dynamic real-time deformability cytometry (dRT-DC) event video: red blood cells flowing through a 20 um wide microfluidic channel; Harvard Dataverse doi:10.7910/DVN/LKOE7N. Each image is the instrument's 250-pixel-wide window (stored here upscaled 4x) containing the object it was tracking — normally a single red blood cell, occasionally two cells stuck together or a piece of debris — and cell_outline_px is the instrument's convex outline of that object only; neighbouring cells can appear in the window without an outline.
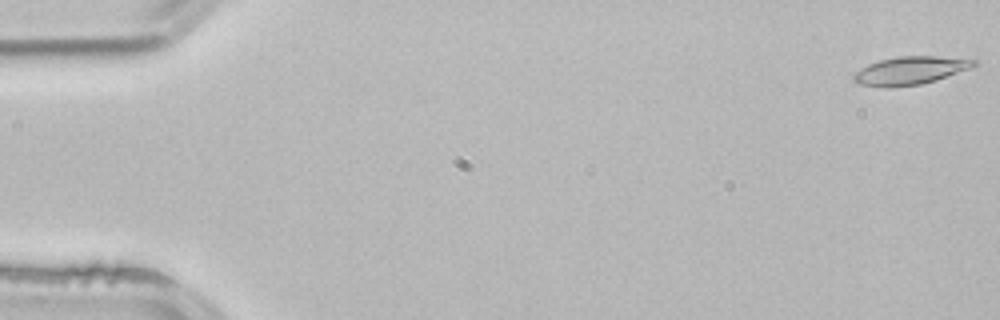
{"species": "common noctule bat (a hibernating species)", "species_latin": "Nyctalus noctula", "temperature_condition": "room temperature", "stored_images_in_passage": 11, "camera_frame_rate_fps": 3000, "um_per_image_px": 0.085, "animal": {"sex": "male", "body_mass_g": 21.5, "forearm_length_mm": 52.0}, "frame": {"image": 1, "passage_image": 1, "time_ms": 0.0, "image_size_px": [1000, 320], "cell_outline_px": [[976, 64], [968, 68], [936, 80], [920, 84], [888, 88], [884, 88], [856, 84], [852, 80], [852, 76], [860, 68], [868, 64], [880, 60], [900, 56], [936, 56], [976, 60]], "centroid_in_image_um": [77.26, 6.01], "position_along_channel_um": 7.7, "area_um2": 19.54}}